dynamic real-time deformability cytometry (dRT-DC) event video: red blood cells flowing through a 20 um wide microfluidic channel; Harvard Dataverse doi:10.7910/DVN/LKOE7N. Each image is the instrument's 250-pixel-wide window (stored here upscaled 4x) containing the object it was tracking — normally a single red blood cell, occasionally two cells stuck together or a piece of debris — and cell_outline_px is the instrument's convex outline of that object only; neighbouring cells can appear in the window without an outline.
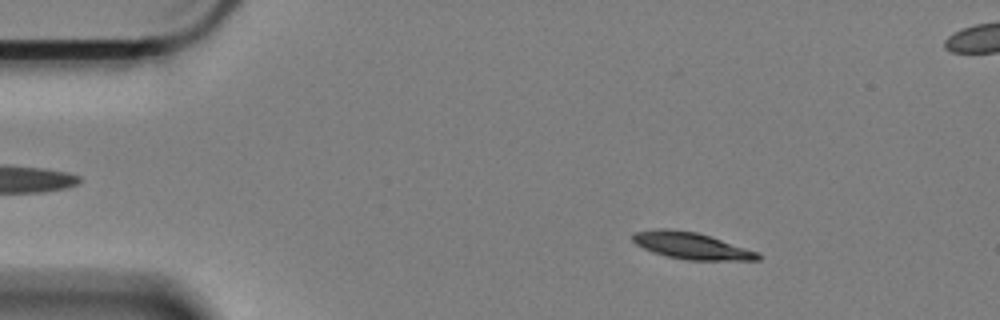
{"species": "Egyptian fruit bat (a non-hibernating species)", "species_latin": "Rousettus aegyptiacus", "temperature_condition": "cold", "stored_images_in_passage": 6, "camera_frame_rate_fps": 3000, "um_per_image_px": 0.085, "animal": {"sex": "female"}, "frame": {"image": 1, "passage_image": 1, "time_ms": 0.0, "image_size_px": [1000, 320], "cell_outline_px": [[760, 260], [688, 260], [668, 256], [652, 252], [636, 244], [632, 240], [632, 236], [636, 232], [660, 228], [668, 228], [696, 232], [760, 252]], "centroid_in_image_um": [58.78, 20.89], "position_along_channel_um": 26.2, "area_um2": 19.31}}